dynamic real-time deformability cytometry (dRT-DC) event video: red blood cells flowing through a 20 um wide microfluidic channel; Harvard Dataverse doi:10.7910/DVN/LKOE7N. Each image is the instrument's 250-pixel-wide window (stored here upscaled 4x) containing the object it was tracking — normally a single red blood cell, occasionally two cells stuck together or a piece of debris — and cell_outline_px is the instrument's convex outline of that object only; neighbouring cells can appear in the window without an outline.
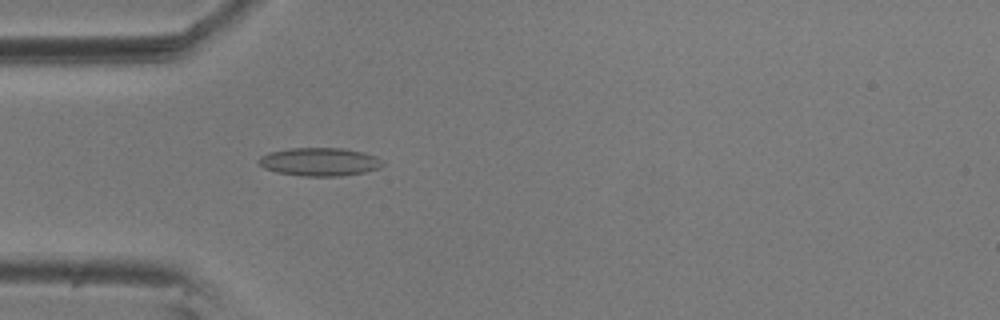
{"species": "common noctule bat (a hibernating species)", "species_latin": "Nyctalus noctula", "temperature_condition": "room temperature", "stored_images_in_passage": 55, "camera_frame_rate_fps": 3000, "um_per_image_px": 0.085, "animal": {"sex": "male", "body_mass_g": 20.5, "forearm_length_mm": 52.5}, "frame": {"image": 1, "passage_image": 16, "time_ms": 5.0, "image_size_px": [1000, 320], "cell_outline_px": [[384, 164], [380, 168], [364, 172], [340, 176], [304, 176], [276, 172], [264, 168], [260, 164], [260, 156], [268, 152], [288, 148], [340, 148], [364, 152], [376, 156]], "centroid_in_image_um": [27.17, 13.75], "position_along_channel_um": 57.8, "area_um2": 20.35}}
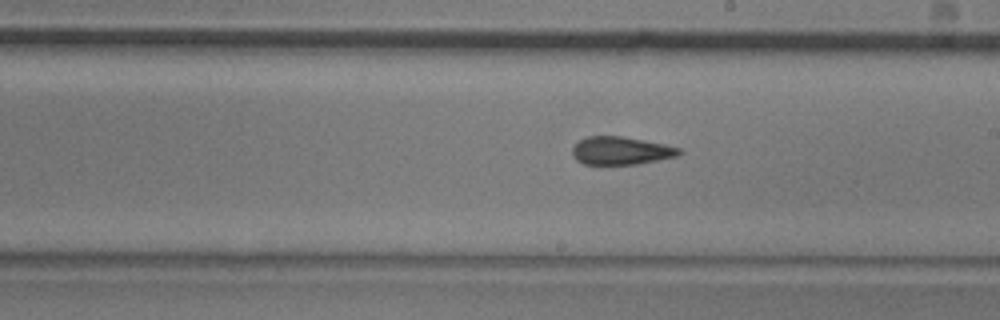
{"frame": {"image": 2, "passage_image": 31, "time_ms": 10.0, "image_size_px": [1000, 320], "cell_outline_px": [[684, 152], [676, 156], [636, 164], [584, 164], [576, 160], [572, 156], [572, 148], [580, 140], [588, 136], [624, 136], [664, 144], [680, 148]], "centroid_in_image_um": [52.77, 12.8], "position_along_channel_um": 236.2, "area_um2": 17.34}}
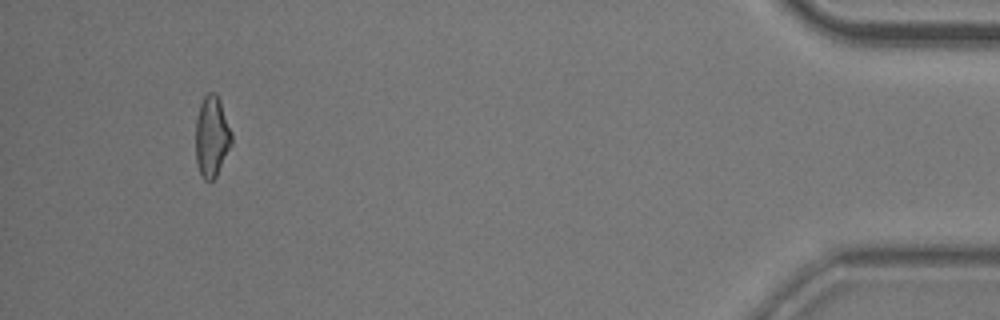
{"frame": {"image": 3, "passage_image": 52, "time_ms": 17.0, "image_size_px": [1000, 320], "cell_outline_px": [[232, 144], [216, 176], [212, 180], [204, 180], [200, 176], [196, 160], [196, 120], [200, 104], [204, 96], [208, 92], [216, 92], [220, 100], [232, 132]], "centroid_in_image_um": [18.0, 11.6], "position_along_channel_um": 417.2, "area_um2": 17.05}, "authors_computed_cell_mechanics": {"area_um2": 18.0914, "velocity_mm_per_s": 3.6135, "shape_relaxation_time_tau1_ms": 6.287, "shape_relaxation_time_tau2_ms": 2.288, "deformation_change_tau1": 0.1463, "deformation_change_tau2": 0.1107}}